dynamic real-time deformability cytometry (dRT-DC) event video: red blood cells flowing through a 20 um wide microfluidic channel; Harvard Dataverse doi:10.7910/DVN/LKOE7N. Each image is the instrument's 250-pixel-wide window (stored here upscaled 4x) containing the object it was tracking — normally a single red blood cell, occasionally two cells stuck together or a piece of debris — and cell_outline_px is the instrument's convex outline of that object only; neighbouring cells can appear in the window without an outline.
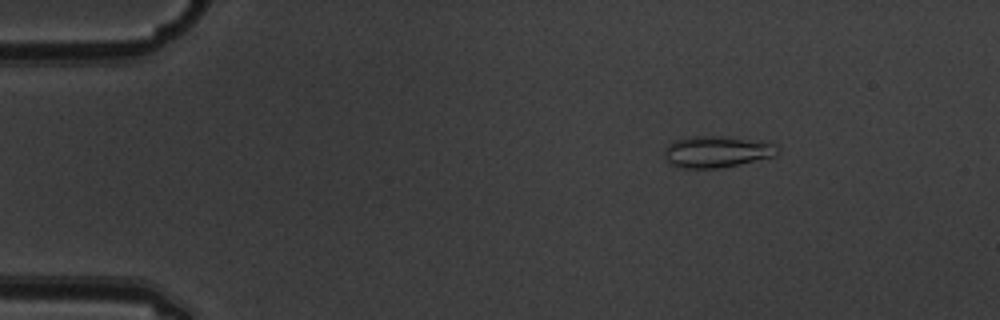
{"species": "common noctule bat (a hibernating species)", "species_latin": "Nyctalus noctula", "temperature_condition": "warm", "stored_images_in_passage": 6, "camera_frame_rate_fps": 3000, "um_per_image_px": 0.085, "animal": {"sex": "male", "body_mass_g": 19.5, "forearm_length_mm": 54.6}, "frame": {"image": 1, "passage_image": 3, "time_ms": 0.667, "image_size_px": [1000, 320], "cell_outline_px": [[776, 156], [716, 168], [680, 168], [672, 164], [664, 156], [664, 148], [668, 144], [676, 140], [696, 136], [720, 136], [772, 144], [776, 152]], "centroid_in_image_um": [60.81, 12.91], "position_along_channel_um": 24.2, "area_um2": 19.94}}
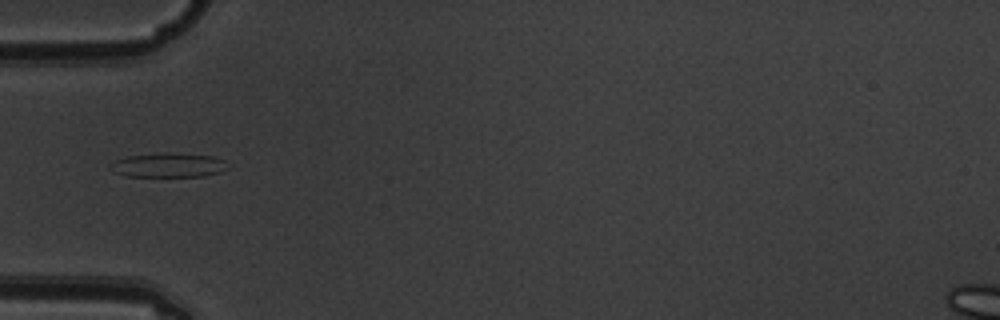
{"frame": {"image": 2, "passage_image": 6, "time_ms": 1.667, "image_size_px": [1000, 320], "cell_outline_px": [[228, 168], [220, 172], [204, 176], [124, 176], [112, 172], [108, 168], [108, 164], [116, 160], [128, 156], [168, 152], [212, 156], [224, 160]], "centroid_in_image_um": [14.26, 14.04], "position_along_channel_um": 70.7, "area_um2": 16.7}}